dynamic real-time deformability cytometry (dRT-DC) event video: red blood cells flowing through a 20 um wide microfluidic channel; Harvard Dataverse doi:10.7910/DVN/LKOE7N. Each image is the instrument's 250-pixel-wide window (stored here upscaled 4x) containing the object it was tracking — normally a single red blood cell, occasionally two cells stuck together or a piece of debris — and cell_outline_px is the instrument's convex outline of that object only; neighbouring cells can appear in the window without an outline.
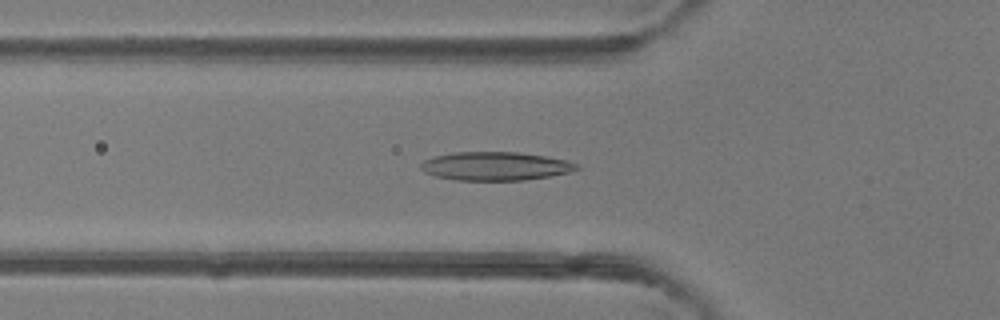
{"species": "common noctule bat (a hibernating species)", "species_latin": "Nyctalus noctula", "temperature_condition": "room temperature", "stored_images_in_passage": 48, "camera_frame_rate_fps": 3000, "um_per_image_px": 0.085, "animal": {"sex": "female"}, "frame": {"image": 1, "passage_image": 16, "time_ms": 5.0, "image_size_px": [1000, 320], "cell_outline_px": [[580, 168], [568, 172], [548, 176], [524, 180], [456, 180], [436, 176], [424, 172], [420, 168], [420, 164], [424, 160], [436, 156], [456, 152], [516, 152], [544, 156], [564, 160], [576, 164]], "centroid_in_image_um": [42.06, 14.12], "position_along_channel_um": 83.7, "area_um2": 25.55}}
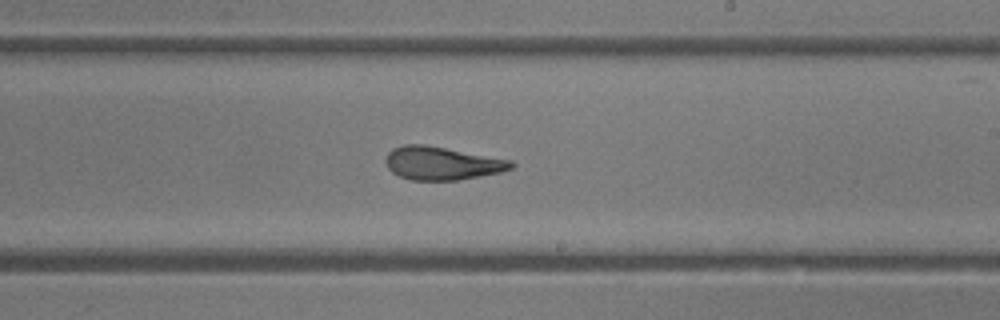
{"frame": {"image": 2, "passage_image": 28, "time_ms": 9.0, "image_size_px": [1000, 320], "cell_outline_px": [[516, 164], [512, 168], [500, 172], [480, 176], [456, 180], [412, 180], [400, 176], [392, 172], [388, 168], [384, 160], [388, 152], [392, 148], [404, 144], [424, 144], [512, 160]], "centroid_in_image_um": [37.54, 13.87], "position_along_channel_um": 251.5, "area_um2": 24.28}}
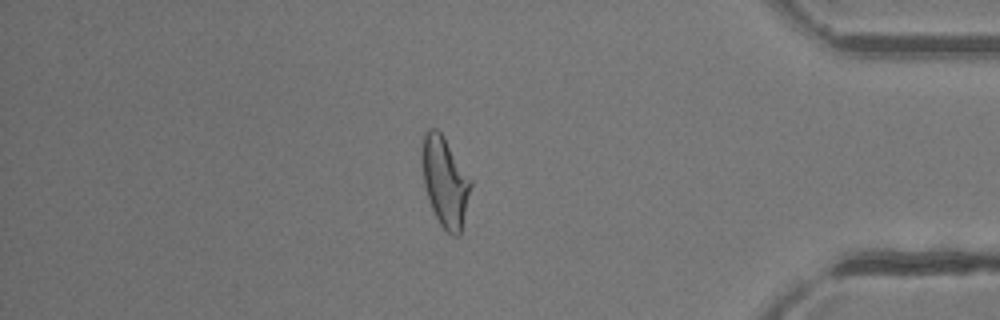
{"frame": {"image": 3, "passage_image": 41, "time_ms": 13.333, "image_size_px": [1000, 320], "cell_outline_px": [[472, 184], [460, 236], [452, 236], [440, 224], [428, 200], [424, 184], [420, 160], [420, 148], [424, 132], [428, 128], [436, 128], [444, 136], [472, 180]], "centroid_in_image_um": [37.8, 15.4], "position_along_channel_um": 397.4, "area_um2": 25.89}, "authors_computed_cell_mechanics": {"area_um2": 25.5765, "velocity_mm_per_s": 4.1616, "shape_relaxation_time_tau1_ms": 8.0444, "shape_relaxation_time_tau2_ms": 1.5385, "deformation_change_tau1": 0.2405, "deformation_change_tau2": 0.1052}}